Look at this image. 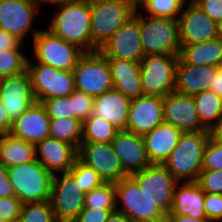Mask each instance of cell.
I'll use <instances>...</instances> for the list:
<instances>
[{"instance_id":"1","label":"cell","mask_w":222,"mask_h":222,"mask_svg":"<svg viewBox=\"0 0 222 222\" xmlns=\"http://www.w3.org/2000/svg\"><path fill=\"white\" fill-rule=\"evenodd\" d=\"M55 5L58 10L48 30L84 52H92L90 1L66 0Z\"/></svg>"},{"instance_id":"2","label":"cell","mask_w":222,"mask_h":222,"mask_svg":"<svg viewBox=\"0 0 222 222\" xmlns=\"http://www.w3.org/2000/svg\"><path fill=\"white\" fill-rule=\"evenodd\" d=\"M209 137V131L181 134L177 146L163 164L178 182L198 180Z\"/></svg>"},{"instance_id":"3","label":"cell","mask_w":222,"mask_h":222,"mask_svg":"<svg viewBox=\"0 0 222 222\" xmlns=\"http://www.w3.org/2000/svg\"><path fill=\"white\" fill-rule=\"evenodd\" d=\"M90 8L92 52L100 50L137 10L127 0H91Z\"/></svg>"},{"instance_id":"4","label":"cell","mask_w":222,"mask_h":222,"mask_svg":"<svg viewBox=\"0 0 222 222\" xmlns=\"http://www.w3.org/2000/svg\"><path fill=\"white\" fill-rule=\"evenodd\" d=\"M7 170L16 198L22 204L50 200L53 175L37 159Z\"/></svg>"},{"instance_id":"5","label":"cell","mask_w":222,"mask_h":222,"mask_svg":"<svg viewBox=\"0 0 222 222\" xmlns=\"http://www.w3.org/2000/svg\"><path fill=\"white\" fill-rule=\"evenodd\" d=\"M140 31L144 55H179L181 42L178 20L147 14L145 17L140 13Z\"/></svg>"},{"instance_id":"6","label":"cell","mask_w":222,"mask_h":222,"mask_svg":"<svg viewBox=\"0 0 222 222\" xmlns=\"http://www.w3.org/2000/svg\"><path fill=\"white\" fill-rule=\"evenodd\" d=\"M33 54L35 62L55 69L73 71L85 53L74 44L68 43L50 30L33 29Z\"/></svg>"},{"instance_id":"7","label":"cell","mask_w":222,"mask_h":222,"mask_svg":"<svg viewBox=\"0 0 222 222\" xmlns=\"http://www.w3.org/2000/svg\"><path fill=\"white\" fill-rule=\"evenodd\" d=\"M179 55H145L140 61L143 95L164 98L175 91Z\"/></svg>"},{"instance_id":"8","label":"cell","mask_w":222,"mask_h":222,"mask_svg":"<svg viewBox=\"0 0 222 222\" xmlns=\"http://www.w3.org/2000/svg\"><path fill=\"white\" fill-rule=\"evenodd\" d=\"M115 190L116 210L125 214L131 222H165L166 215L140 190L131 176L116 182Z\"/></svg>"},{"instance_id":"9","label":"cell","mask_w":222,"mask_h":222,"mask_svg":"<svg viewBox=\"0 0 222 222\" xmlns=\"http://www.w3.org/2000/svg\"><path fill=\"white\" fill-rule=\"evenodd\" d=\"M77 91L98 97L113 88L107 58L99 51L85 52L73 69Z\"/></svg>"},{"instance_id":"10","label":"cell","mask_w":222,"mask_h":222,"mask_svg":"<svg viewBox=\"0 0 222 222\" xmlns=\"http://www.w3.org/2000/svg\"><path fill=\"white\" fill-rule=\"evenodd\" d=\"M27 71L36 101L57 97H66L75 90V80L72 71L55 69L51 66L27 59Z\"/></svg>"},{"instance_id":"11","label":"cell","mask_w":222,"mask_h":222,"mask_svg":"<svg viewBox=\"0 0 222 222\" xmlns=\"http://www.w3.org/2000/svg\"><path fill=\"white\" fill-rule=\"evenodd\" d=\"M145 195L165 214L170 213L178 181L163 164H150L130 175Z\"/></svg>"},{"instance_id":"12","label":"cell","mask_w":222,"mask_h":222,"mask_svg":"<svg viewBox=\"0 0 222 222\" xmlns=\"http://www.w3.org/2000/svg\"><path fill=\"white\" fill-rule=\"evenodd\" d=\"M53 175L51 204L57 222H74L84 209L85 193L68 172Z\"/></svg>"},{"instance_id":"13","label":"cell","mask_w":222,"mask_h":222,"mask_svg":"<svg viewBox=\"0 0 222 222\" xmlns=\"http://www.w3.org/2000/svg\"><path fill=\"white\" fill-rule=\"evenodd\" d=\"M138 10L137 8L135 15L114 32L107 43L99 50L106 58L128 59L140 63L145 56L141 42Z\"/></svg>"},{"instance_id":"14","label":"cell","mask_w":222,"mask_h":222,"mask_svg":"<svg viewBox=\"0 0 222 222\" xmlns=\"http://www.w3.org/2000/svg\"><path fill=\"white\" fill-rule=\"evenodd\" d=\"M77 158L92 167L104 182L116 183L129 176L124 171L111 143H81Z\"/></svg>"},{"instance_id":"15","label":"cell","mask_w":222,"mask_h":222,"mask_svg":"<svg viewBox=\"0 0 222 222\" xmlns=\"http://www.w3.org/2000/svg\"><path fill=\"white\" fill-rule=\"evenodd\" d=\"M164 123L182 133L208 131L199 119L193 95L172 91L163 98Z\"/></svg>"},{"instance_id":"16","label":"cell","mask_w":222,"mask_h":222,"mask_svg":"<svg viewBox=\"0 0 222 222\" xmlns=\"http://www.w3.org/2000/svg\"><path fill=\"white\" fill-rule=\"evenodd\" d=\"M0 98L12 121L37 102L27 69L22 73L1 79Z\"/></svg>"},{"instance_id":"17","label":"cell","mask_w":222,"mask_h":222,"mask_svg":"<svg viewBox=\"0 0 222 222\" xmlns=\"http://www.w3.org/2000/svg\"><path fill=\"white\" fill-rule=\"evenodd\" d=\"M178 21L181 46L218 38L217 22L208 17L192 0L187 7L183 6Z\"/></svg>"},{"instance_id":"18","label":"cell","mask_w":222,"mask_h":222,"mask_svg":"<svg viewBox=\"0 0 222 222\" xmlns=\"http://www.w3.org/2000/svg\"><path fill=\"white\" fill-rule=\"evenodd\" d=\"M163 122V98L142 95L131 100L126 131L143 136Z\"/></svg>"},{"instance_id":"19","label":"cell","mask_w":222,"mask_h":222,"mask_svg":"<svg viewBox=\"0 0 222 222\" xmlns=\"http://www.w3.org/2000/svg\"><path fill=\"white\" fill-rule=\"evenodd\" d=\"M38 9L34 0H0V29L24 41Z\"/></svg>"},{"instance_id":"20","label":"cell","mask_w":222,"mask_h":222,"mask_svg":"<svg viewBox=\"0 0 222 222\" xmlns=\"http://www.w3.org/2000/svg\"><path fill=\"white\" fill-rule=\"evenodd\" d=\"M111 145L124 171L129 176L151 164L147 157L143 136L141 135L126 130H119L111 141Z\"/></svg>"},{"instance_id":"21","label":"cell","mask_w":222,"mask_h":222,"mask_svg":"<svg viewBox=\"0 0 222 222\" xmlns=\"http://www.w3.org/2000/svg\"><path fill=\"white\" fill-rule=\"evenodd\" d=\"M49 132L50 118L42 103L36 102L13 121L10 134L36 145L48 138Z\"/></svg>"},{"instance_id":"22","label":"cell","mask_w":222,"mask_h":222,"mask_svg":"<svg viewBox=\"0 0 222 222\" xmlns=\"http://www.w3.org/2000/svg\"><path fill=\"white\" fill-rule=\"evenodd\" d=\"M35 146L36 159L52 175L68 172L78 156V150L73 145L51 137L45 138Z\"/></svg>"},{"instance_id":"23","label":"cell","mask_w":222,"mask_h":222,"mask_svg":"<svg viewBox=\"0 0 222 222\" xmlns=\"http://www.w3.org/2000/svg\"><path fill=\"white\" fill-rule=\"evenodd\" d=\"M218 69L217 66L186 64L179 57L176 66L175 91L194 95L210 89Z\"/></svg>"},{"instance_id":"24","label":"cell","mask_w":222,"mask_h":222,"mask_svg":"<svg viewBox=\"0 0 222 222\" xmlns=\"http://www.w3.org/2000/svg\"><path fill=\"white\" fill-rule=\"evenodd\" d=\"M182 132L175 126L162 123L143 135L147 157L151 164H164L178 144Z\"/></svg>"},{"instance_id":"25","label":"cell","mask_w":222,"mask_h":222,"mask_svg":"<svg viewBox=\"0 0 222 222\" xmlns=\"http://www.w3.org/2000/svg\"><path fill=\"white\" fill-rule=\"evenodd\" d=\"M113 88L129 99L143 95L140 63L128 59L107 58Z\"/></svg>"},{"instance_id":"26","label":"cell","mask_w":222,"mask_h":222,"mask_svg":"<svg viewBox=\"0 0 222 222\" xmlns=\"http://www.w3.org/2000/svg\"><path fill=\"white\" fill-rule=\"evenodd\" d=\"M131 99L112 88L95 97L93 115L113 124L118 130H126Z\"/></svg>"},{"instance_id":"27","label":"cell","mask_w":222,"mask_h":222,"mask_svg":"<svg viewBox=\"0 0 222 222\" xmlns=\"http://www.w3.org/2000/svg\"><path fill=\"white\" fill-rule=\"evenodd\" d=\"M204 195L205 192L197 181L178 182L174 189L172 209L167 215H188L192 218L207 219Z\"/></svg>"},{"instance_id":"28","label":"cell","mask_w":222,"mask_h":222,"mask_svg":"<svg viewBox=\"0 0 222 222\" xmlns=\"http://www.w3.org/2000/svg\"><path fill=\"white\" fill-rule=\"evenodd\" d=\"M179 57L186 64L220 68L222 64V40L216 38L203 43L182 45Z\"/></svg>"},{"instance_id":"29","label":"cell","mask_w":222,"mask_h":222,"mask_svg":"<svg viewBox=\"0 0 222 222\" xmlns=\"http://www.w3.org/2000/svg\"><path fill=\"white\" fill-rule=\"evenodd\" d=\"M36 160L35 144L5 134L0 142V164L6 168Z\"/></svg>"},{"instance_id":"30","label":"cell","mask_w":222,"mask_h":222,"mask_svg":"<svg viewBox=\"0 0 222 222\" xmlns=\"http://www.w3.org/2000/svg\"><path fill=\"white\" fill-rule=\"evenodd\" d=\"M201 124L208 130L222 116V97L210 89L193 95Z\"/></svg>"},{"instance_id":"31","label":"cell","mask_w":222,"mask_h":222,"mask_svg":"<svg viewBox=\"0 0 222 222\" xmlns=\"http://www.w3.org/2000/svg\"><path fill=\"white\" fill-rule=\"evenodd\" d=\"M119 130L93 114L83 121L81 143H111Z\"/></svg>"},{"instance_id":"32","label":"cell","mask_w":222,"mask_h":222,"mask_svg":"<svg viewBox=\"0 0 222 222\" xmlns=\"http://www.w3.org/2000/svg\"><path fill=\"white\" fill-rule=\"evenodd\" d=\"M83 122L77 118L50 119L49 137L73 145L77 150L81 144Z\"/></svg>"},{"instance_id":"33","label":"cell","mask_w":222,"mask_h":222,"mask_svg":"<svg viewBox=\"0 0 222 222\" xmlns=\"http://www.w3.org/2000/svg\"><path fill=\"white\" fill-rule=\"evenodd\" d=\"M84 207L116 209L115 183L104 182L85 194Z\"/></svg>"},{"instance_id":"34","label":"cell","mask_w":222,"mask_h":222,"mask_svg":"<svg viewBox=\"0 0 222 222\" xmlns=\"http://www.w3.org/2000/svg\"><path fill=\"white\" fill-rule=\"evenodd\" d=\"M186 1L187 0H144L138 8L143 7V9L149 13L148 16L169 17L178 20Z\"/></svg>"},{"instance_id":"35","label":"cell","mask_w":222,"mask_h":222,"mask_svg":"<svg viewBox=\"0 0 222 222\" xmlns=\"http://www.w3.org/2000/svg\"><path fill=\"white\" fill-rule=\"evenodd\" d=\"M19 220L21 222H57L50 200L22 204Z\"/></svg>"},{"instance_id":"36","label":"cell","mask_w":222,"mask_h":222,"mask_svg":"<svg viewBox=\"0 0 222 222\" xmlns=\"http://www.w3.org/2000/svg\"><path fill=\"white\" fill-rule=\"evenodd\" d=\"M69 172L73 175L85 194L104 183L102 178L92 167L84 164L78 158L75 160Z\"/></svg>"},{"instance_id":"37","label":"cell","mask_w":222,"mask_h":222,"mask_svg":"<svg viewBox=\"0 0 222 222\" xmlns=\"http://www.w3.org/2000/svg\"><path fill=\"white\" fill-rule=\"evenodd\" d=\"M21 50H0V78L24 72L27 69V56Z\"/></svg>"},{"instance_id":"38","label":"cell","mask_w":222,"mask_h":222,"mask_svg":"<svg viewBox=\"0 0 222 222\" xmlns=\"http://www.w3.org/2000/svg\"><path fill=\"white\" fill-rule=\"evenodd\" d=\"M45 107L50 119L74 118L73 102L70 95L38 101Z\"/></svg>"},{"instance_id":"39","label":"cell","mask_w":222,"mask_h":222,"mask_svg":"<svg viewBox=\"0 0 222 222\" xmlns=\"http://www.w3.org/2000/svg\"><path fill=\"white\" fill-rule=\"evenodd\" d=\"M222 170V144L211 137L206 144L203 156L202 171Z\"/></svg>"},{"instance_id":"40","label":"cell","mask_w":222,"mask_h":222,"mask_svg":"<svg viewBox=\"0 0 222 222\" xmlns=\"http://www.w3.org/2000/svg\"><path fill=\"white\" fill-rule=\"evenodd\" d=\"M94 97L86 93L75 90L70 95L73 102L74 118L80 119L82 122L93 114Z\"/></svg>"},{"instance_id":"41","label":"cell","mask_w":222,"mask_h":222,"mask_svg":"<svg viewBox=\"0 0 222 222\" xmlns=\"http://www.w3.org/2000/svg\"><path fill=\"white\" fill-rule=\"evenodd\" d=\"M197 182L205 193L222 194V170L201 171Z\"/></svg>"},{"instance_id":"42","label":"cell","mask_w":222,"mask_h":222,"mask_svg":"<svg viewBox=\"0 0 222 222\" xmlns=\"http://www.w3.org/2000/svg\"><path fill=\"white\" fill-rule=\"evenodd\" d=\"M22 202L16 197L0 198V222L19 219Z\"/></svg>"},{"instance_id":"43","label":"cell","mask_w":222,"mask_h":222,"mask_svg":"<svg viewBox=\"0 0 222 222\" xmlns=\"http://www.w3.org/2000/svg\"><path fill=\"white\" fill-rule=\"evenodd\" d=\"M203 201L207 219L222 222V194L205 193Z\"/></svg>"},{"instance_id":"44","label":"cell","mask_w":222,"mask_h":222,"mask_svg":"<svg viewBox=\"0 0 222 222\" xmlns=\"http://www.w3.org/2000/svg\"><path fill=\"white\" fill-rule=\"evenodd\" d=\"M115 210L84 207L74 222H106Z\"/></svg>"},{"instance_id":"45","label":"cell","mask_w":222,"mask_h":222,"mask_svg":"<svg viewBox=\"0 0 222 222\" xmlns=\"http://www.w3.org/2000/svg\"><path fill=\"white\" fill-rule=\"evenodd\" d=\"M212 20L222 19V0H192Z\"/></svg>"},{"instance_id":"46","label":"cell","mask_w":222,"mask_h":222,"mask_svg":"<svg viewBox=\"0 0 222 222\" xmlns=\"http://www.w3.org/2000/svg\"><path fill=\"white\" fill-rule=\"evenodd\" d=\"M16 197L14 187L8 177V170L0 164V198Z\"/></svg>"},{"instance_id":"47","label":"cell","mask_w":222,"mask_h":222,"mask_svg":"<svg viewBox=\"0 0 222 222\" xmlns=\"http://www.w3.org/2000/svg\"><path fill=\"white\" fill-rule=\"evenodd\" d=\"M21 45L19 38L0 29V50H21Z\"/></svg>"},{"instance_id":"48","label":"cell","mask_w":222,"mask_h":222,"mask_svg":"<svg viewBox=\"0 0 222 222\" xmlns=\"http://www.w3.org/2000/svg\"><path fill=\"white\" fill-rule=\"evenodd\" d=\"M13 121L8 117L6 109L0 98V130L4 134H10Z\"/></svg>"},{"instance_id":"49","label":"cell","mask_w":222,"mask_h":222,"mask_svg":"<svg viewBox=\"0 0 222 222\" xmlns=\"http://www.w3.org/2000/svg\"><path fill=\"white\" fill-rule=\"evenodd\" d=\"M165 222H214L209 219H197L188 215H166Z\"/></svg>"},{"instance_id":"50","label":"cell","mask_w":222,"mask_h":222,"mask_svg":"<svg viewBox=\"0 0 222 222\" xmlns=\"http://www.w3.org/2000/svg\"><path fill=\"white\" fill-rule=\"evenodd\" d=\"M210 137L222 144V116L217 120L216 124L209 131Z\"/></svg>"},{"instance_id":"51","label":"cell","mask_w":222,"mask_h":222,"mask_svg":"<svg viewBox=\"0 0 222 222\" xmlns=\"http://www.w3.org/2000/svg\"><path fill=\"white\" fill-rule=\"evenodd\" d=\"M210 90L222 97V69L216 71Z\"/></svg>"},{"instance_id":"52","label":"cell","mask_w":222,"mask_h":222,"mask_svg":"<svg viewBox=\"0 0 222 222\" xmlns=\"http://www.w3.org/2000/svg\"><path fill=\"white\" fill-rule=\"evenodd\" d=\"M106 222H131V220L122 212L113 211Z\"/></svg>"},{"instance_id":"53","label":"cell","mask_w":222,"mask_h":222,"mask_svg":"<svg viewBox=\"0 0 222 222\" xmlns=\"http://www.w3.org/2000/svg\"><path fill=\"white\" fill-rule=\"evenodd\" d=\"M34 1L37 3L38 6L40 5V3L41 4H43V3L52 4L55 6V4H59V3L64 2L66 0H34Z\"/></svg>"},{"instance_id":"54","label":"cell","mask_w":222,"mask_h":222,"mask_svg":"<svg viewBox=\"0 0 222 222\" xmlns=\"http://www.w3.org/2000/svg\"><path fill=\"white\" fill-rule=\"evenodd\" d=\"M217 34L218 38L222 40V19L217 22Z\"/></svg>"},{"instance_id":"55","label":"cell","mask_w":222,"mask_h":222,"mask_svg":"<svg viewBox=\"0 0 222 222\" xmlns=\"http://www.w3.org/2000/svg\"><path fill=\"white\" fill-rule=\"evenodd\" d=\"M132 2L137 8L138 6H140V4L144 1V0H127Z\"/></svg>"},{"instance_id":"56","label":"cell","mask_w":222,"mask_h":222,"mask_svg":"<svg viewBox=\"0 0 222 222\" xmlns=\"http://www.w3.org/2000/svg\"><path fill=\"white\" fill-rule=\"evenodd\" d=\"M5 134L0 130V142L2 140V137L4 136Z\"/></svg>"},{"instance_id":"57","label":"cell","mask_w":222,"mask_h":222,"mask_svg":"<svg viewBox=\"0 0 222 222\" xmlns=\"http://www.w3.org/2000/svg\"><path fill=\"white\" fill-rule=\"evenodd\" d=\"M10 222H21L19 219H16V220H13V221H10Z\"/></svg>"}]
</instances>
